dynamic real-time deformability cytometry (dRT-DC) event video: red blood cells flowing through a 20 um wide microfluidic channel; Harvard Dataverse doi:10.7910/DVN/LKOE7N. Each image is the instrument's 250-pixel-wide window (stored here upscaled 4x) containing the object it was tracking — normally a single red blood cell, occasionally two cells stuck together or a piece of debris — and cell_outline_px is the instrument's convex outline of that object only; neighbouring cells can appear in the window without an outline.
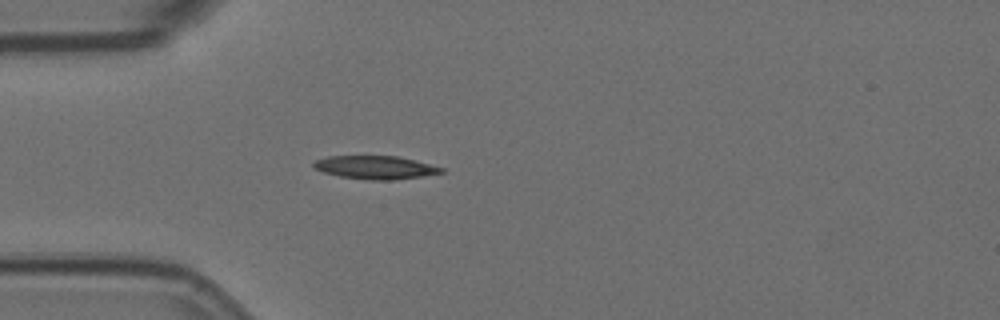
{"species": "Egyptian fruit bat (a non-hibernating species)", "species_latin": "Rousettus aegyptiacus", "temperature_condition": "room temperature", "stored_images_in_passage": 18, "camera_frame_rate_fps": 3000, "um_per_image_px": 0.085, "animal": {"sex": "female"}, "frame": {"image": 1, "passage_image": 1, "time_ms": 0.0, "image_size_px": [1000, 320], "cell_outline_px": [[444, 172], [420, 176], [392, 180], [372, 180], [340, 176], [324, 172], [312, 168], [312, 164], [316, 160], [328, 156], [400, 156], [444, 168]], "centroid_in_image_um": [31.88, 14.22], "position_along_channel_um": 53.1, "area_um2": 17.17}}
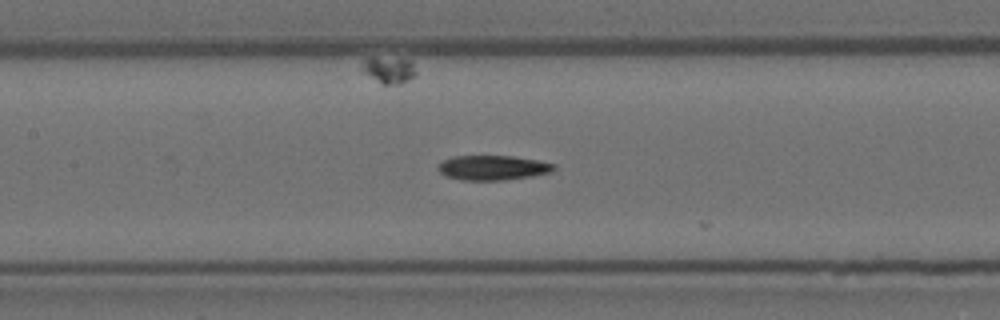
{"frame": {"image": 2, "passage_image": 11, "time_ms": 3.333, "image_size_px": [1000, 320], "cell_outline_px": [[556, 168], [552, 172], [532, 176], [504, 180], [460, 180], [444, 176], [436, 168], [444, 160], [452, 156], [512, 156], [536, 160], [556, 164]], "centroid_in_image_um": [41.88, 14.26], "position_along_channel_um": 165.5, "area_um2": 16.76}}
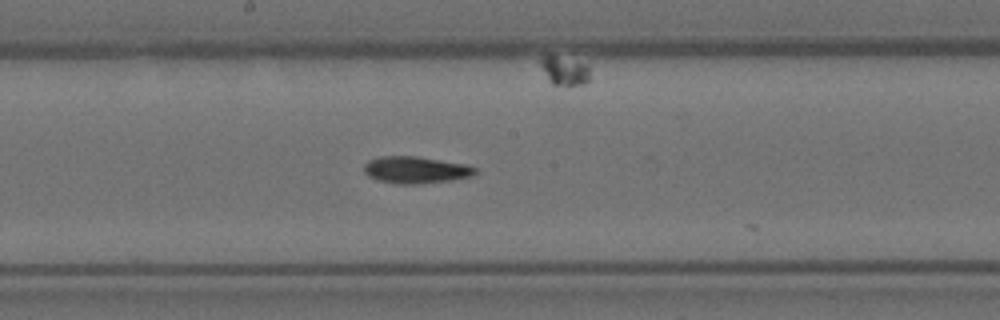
{"frame": {"image": 3, "passage_image": 15, "time_ms": 4.667, "image_size_px": [1000, 320], "cell_outline_px": [[480, 172], [472, 176], [452, 180], [420, 184], [396, 184], [376, 180], [368, 176], [364, 172], [364, 164], [368, 160], [380, 156], [416, 156], [468, 164], [476, 168]], "centroid_in_image_um": [35.36, 14.44], "position_along_channel_um": 212.8, "area_um2": 17.8}}